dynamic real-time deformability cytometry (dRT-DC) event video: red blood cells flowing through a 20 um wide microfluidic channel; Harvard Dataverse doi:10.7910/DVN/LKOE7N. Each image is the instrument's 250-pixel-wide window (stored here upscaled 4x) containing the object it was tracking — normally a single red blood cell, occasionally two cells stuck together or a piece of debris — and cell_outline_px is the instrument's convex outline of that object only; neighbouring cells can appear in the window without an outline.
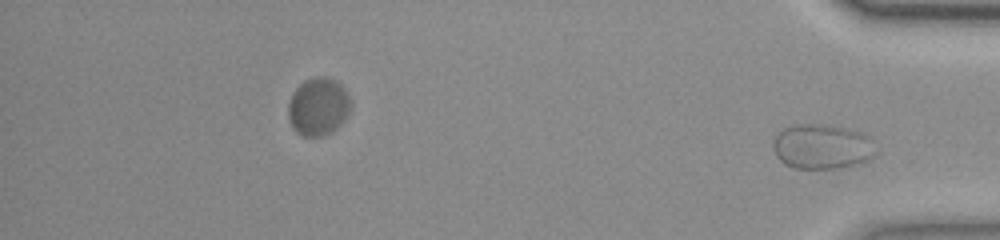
{"species": "common noctule bat (a hibernating species)", "species_latin": "Nyctalus noctula", "temperature_condition": "room temperature", "stored_images_in_passage": 51, "segment_of_instrument_passage": [2, 2], "camera_frame_rate_fps": 3000, "um_per_image_px": 0.085, "animal": {"sex": "female", "body_mass_g": 23.0, "forearm_length_mm": 53.4}, "frame": {"image": 1, "passage_image": 51, "time_ms": 16.667, "image_size_px": [1000, 240], "cell_outline_px": [[872, 156], [868, 160], [856, 164], [836, 168], [796, 168], [784, 164], [776, 156], [772, 144], [776, 136], [784, 128], [796, 124], [824, 124], [844, 128], [860, 132], [868, 136]], "centroid_in_image_um": [69.79, 12.46], "position_along_channel_um": 365.4, "area_um2": 26.24}}